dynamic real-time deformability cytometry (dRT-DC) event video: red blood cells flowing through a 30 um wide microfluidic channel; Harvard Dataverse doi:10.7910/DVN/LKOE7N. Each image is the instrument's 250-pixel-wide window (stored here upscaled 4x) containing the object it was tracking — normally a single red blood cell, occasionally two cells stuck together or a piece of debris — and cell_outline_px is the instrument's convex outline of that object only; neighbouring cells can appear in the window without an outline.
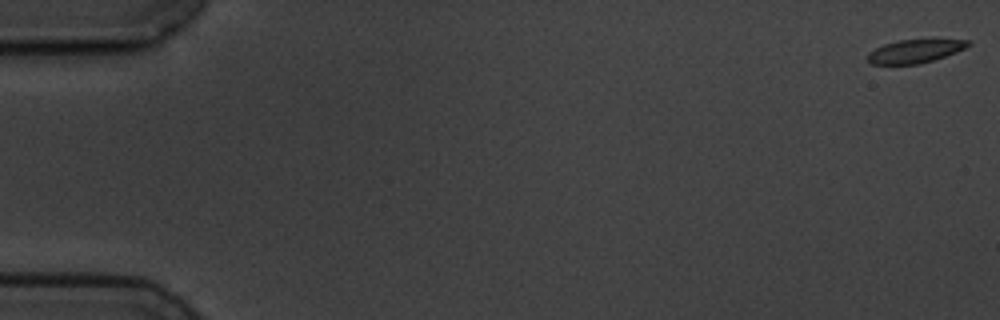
{"species": "common noctule bat (a hibernating species)", "species_latin": "Nyctalus noctula", "temperature_condition": "cold", "stored_images_in_passage": 3, "segment_of_instrument_passage": [2, 2], "camera_frame_rate_fps": 3000, "um_per_image_px": 0.085, "animal": {"sex": "male", "body_mass_g": 19.5, "forearm_length_mm": 54.6}, "frame": {"image": 1, "passage_image": 3, "time_ms": 2.333, "image_size_px": [1000, 320], "cell_outline_px": [[972, 44], [956, 52], [920, 64], [872, 64], [868, 60], [868, 52], [884, 44], [900, 40], [972, 40]], "centroid_in_image_um": [77.77, 4.35], "position_along_channel_um": 7.2, "area_um2": 13.41}}